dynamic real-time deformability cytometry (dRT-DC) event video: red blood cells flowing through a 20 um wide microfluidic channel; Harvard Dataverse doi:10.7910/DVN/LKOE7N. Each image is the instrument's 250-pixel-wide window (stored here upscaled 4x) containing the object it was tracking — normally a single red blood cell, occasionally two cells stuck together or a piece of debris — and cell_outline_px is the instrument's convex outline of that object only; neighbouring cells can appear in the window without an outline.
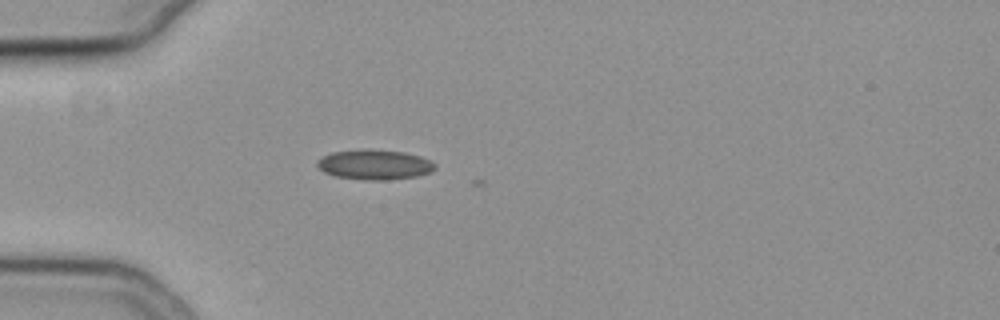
{"species": "common noctule bat (a hibernating species)", "species_latin": "Nyctalus noctula", "temperature_condition": "cold", "stored_images_in_passage": 3, "camera_frame_rate_fps": 3000, "um_per_image_px": 0.085, "animal": {"sex": "female", "body_mass_g": 19.3, "forearm_length_mm": 54.1}, "frame": {"image": 1, "passage_image": 2, "time_ms": 0.333, "image_size_px": [1000, 320], "cell_outline_px": [[436, 168], [432, 172], [416, 176], [388, 180], [364, 180], [336, 176], [324, 172], [316, 164], [316, 160], [332, 152], [404, 152], [420, 156], [436, 164]], "centroid_in_image_um": [31.87, 14.05], "position_along_channel_um": 53.1, "area_um2": 19.65}}